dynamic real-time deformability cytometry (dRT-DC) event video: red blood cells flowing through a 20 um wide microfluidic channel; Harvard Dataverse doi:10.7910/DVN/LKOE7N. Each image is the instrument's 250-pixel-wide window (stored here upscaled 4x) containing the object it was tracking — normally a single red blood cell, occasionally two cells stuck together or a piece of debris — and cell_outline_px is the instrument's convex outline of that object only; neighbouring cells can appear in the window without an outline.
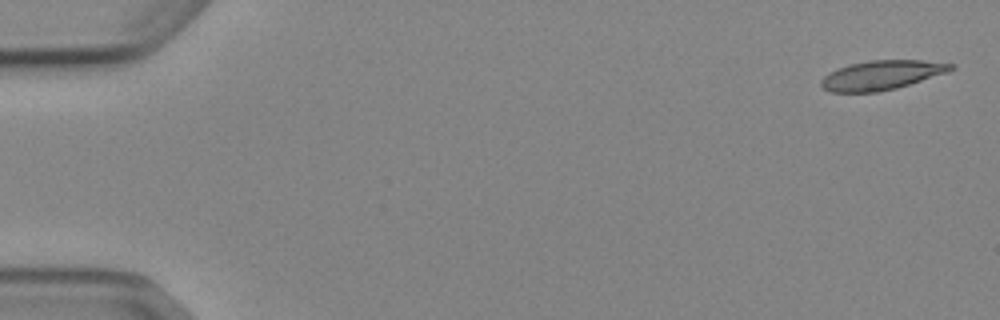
{"species": "Egyptian fruit bat (a non-hibernating species)", "species_latin": "Rousettus aegyptiacus", "temperature_condition": "cold", "stored_images_in_passage": 5, "camera_frame_rate_fps": 3000, "um_per_image_px": 0.085, "animal": {"sex": "female"}, "frame": {"image": 1, "passage_image": 1, "time_ms": 0.0, "image_size_px": [1000, 320], "cell_outline_px": [[956, 68], [948, 72], [896, 88], [880, 92], [828, 92], [820, 84], [820, 80], [828, 72], [848, 64], [868, 60], [924, 60], [956, 64]], "centroid_in_image_um": [74.93, 6.38], "position_along_channel_um": 10.1, "area_um2": 22.37}}
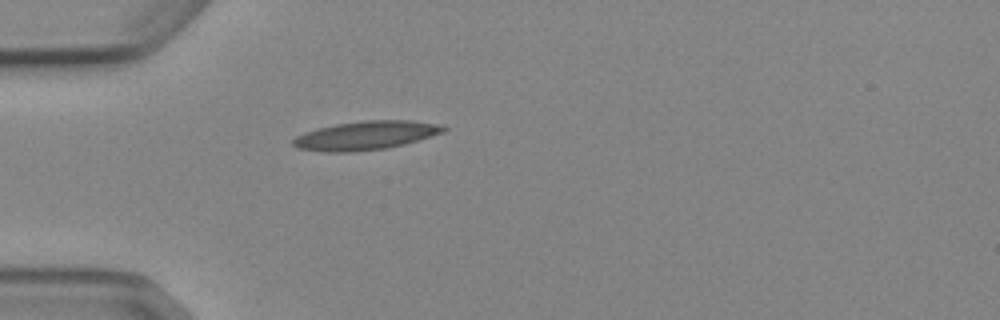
{"frame": {"image": 2, "passage_image": 5, "time_ms": 4.667, "image_size_px": [1000, 320], "cell_outline_px": [[448, 128], [444, 132], [404, 144], [388, 148], [352, 152], [328, 152], [296, 148], [292, 144], [292, 140], [296, 136], [304, 132], [316, 128], [336, 124], [364, 120], [412, 120], [440, 124]], "centroid_in_image_um": [31.08, 11.51], "position_along_channel_um": 53.9, "area_um2": 25.32}}